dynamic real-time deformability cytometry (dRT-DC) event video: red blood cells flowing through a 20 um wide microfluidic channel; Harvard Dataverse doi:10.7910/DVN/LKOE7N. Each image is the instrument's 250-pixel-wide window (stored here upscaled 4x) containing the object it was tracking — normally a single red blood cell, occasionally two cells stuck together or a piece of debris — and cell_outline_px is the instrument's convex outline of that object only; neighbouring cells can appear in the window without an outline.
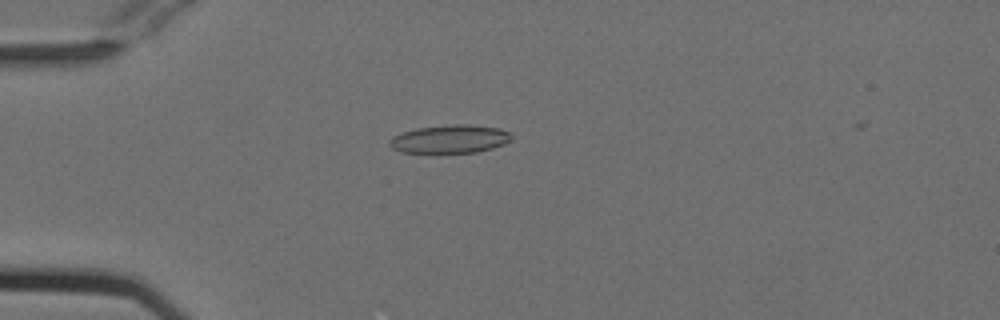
{"species": "Egyptian fruit bat (a non-hibernating species)", "species_latin": "Rousettus aegyptiacus", "temperature_condition": "cold", "stored_images_in_passage": 45, "camera_frame_rate_fps": 3000, "um_per_image_px": 0.085, "animal": {"sex": "female"}, "frame": {"image": 1, "passage_image": 6, "time_ms": 1.667, "image_size_px": [1000, 320], "cell_outline_px": [[512, 140], [504, 144], [492, 148], [476, 152], [400, 152], [392, 148], [388, 144], [388, 140], [392, 136], [400, 132], [416, 128], [452, 124], [468, 124], [496, 128], [512, 132]], "centroid_in_image_um": [38.22, 11.8], "position_along_channel_um": 46.8, "area_um2": 20.17}}
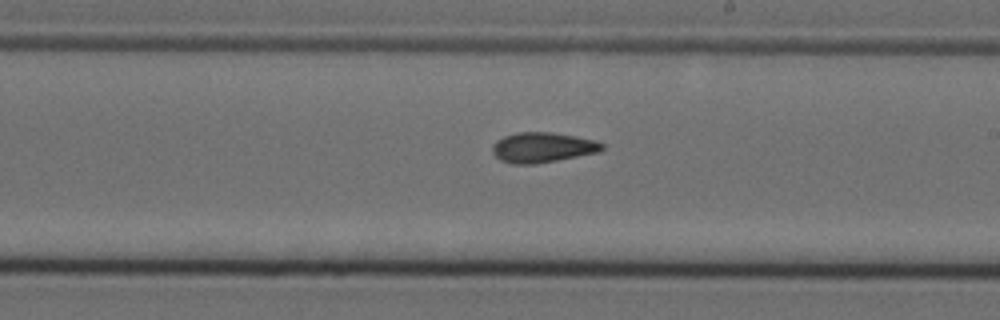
{"frame": {"image": 2, "passage_image": 23, "time_ms": 7.333, "image_size_px": [1000, 320], "cell_outline_px": [[604, 148], [600, 152], [536, 164], [512, 164], [500, 160], [492, 152], [492, 144], [496, 140], [504, 136], [516, 132], [552, 132], [576, 136], [596, 140], [604, 144]], "centroid_in_image_um": [46.11, 12.53], "position_along_channel_um": 242.9, "area_um2": 19.48}}
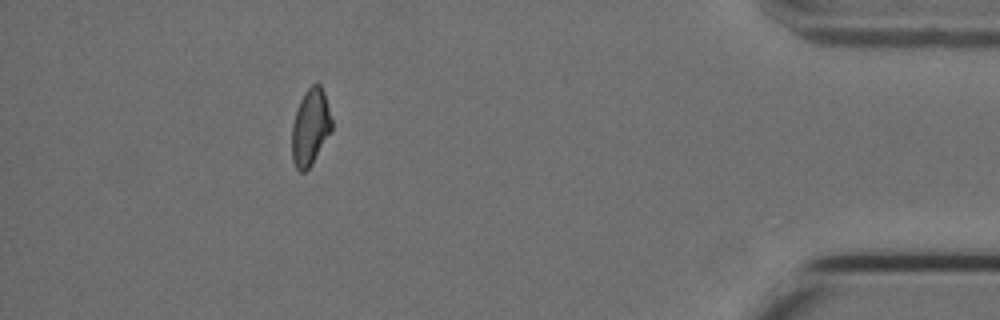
{"frame": {"image": 3, "passage_image": 40, "time_ms": 13.0, "image_size_px": [1000, 320], "cell_outline_px": [[332, 132], [312, 164], [304, 172], [300, 172], [296, 168], [292, 160], [292, 124], [300, 100], [304, 92], [312, 84], [320, 84], [324, 92], [332, 120]], "centroid_in_image_um": [26.39, 10.83], "position_along_channel_um": 408.8, "area_um2": 17.86}, "authors_computed_cell_mechanics": {"area_um2": 18.785, "velocity_mm_per_s": 3.8027, "shape_relaxation_time_tau1_ms": null, "shape_relaxation_time_tau2_ms": 4.38, "deformation_change_tau1": null, "deformation_change_tau2": 0.1177}}